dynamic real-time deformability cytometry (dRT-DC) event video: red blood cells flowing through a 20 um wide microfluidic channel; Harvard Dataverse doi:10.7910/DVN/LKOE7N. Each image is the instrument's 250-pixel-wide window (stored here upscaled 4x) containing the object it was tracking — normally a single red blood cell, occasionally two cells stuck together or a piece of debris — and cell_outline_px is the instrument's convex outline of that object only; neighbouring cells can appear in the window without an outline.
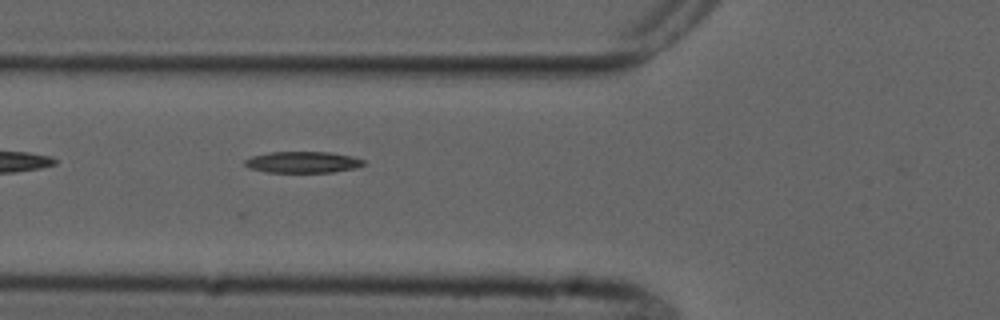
{"species": "common noctule bat (a hibernating species)", "species_latin": "Nyctalus noctula", "temperature_condition": "cold", "stored_images_in_passage": 6, "segment_of_instrument_passage": [2, 2], "camera_frame_rate_fps": 3000, "um_per_image_px": 0.085, "animal": {"sex": "male", "forearm_length_mm": 52.5}, "frame": {"image": 1, "passage_image": 6, "time_ms": 6.0, "image_size_px": [1000, 320], "cell_outline_px": [[368, 164], [356, 168], [332, 172], [268, 172], [248, 168], [244, 164], [244, 160], [252, 156], [268, 152], [332, 152], [352, 156], [364, 160]], "centroid_in_image_um": [25.76, 13.78], "position_along_channel_um": 100.0, "area_um2": 14.91}}